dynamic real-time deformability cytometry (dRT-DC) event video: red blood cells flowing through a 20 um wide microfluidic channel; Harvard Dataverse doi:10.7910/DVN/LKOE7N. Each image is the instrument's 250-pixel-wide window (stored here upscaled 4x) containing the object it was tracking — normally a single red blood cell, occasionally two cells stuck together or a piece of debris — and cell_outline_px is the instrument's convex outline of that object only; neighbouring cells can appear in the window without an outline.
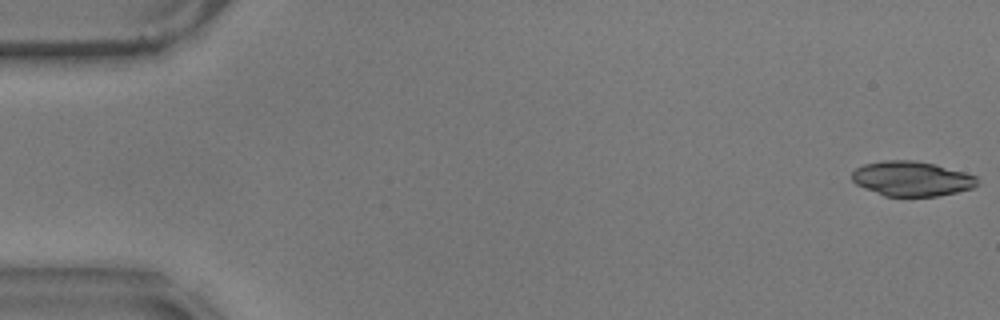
{"species": "common noctule bat (a hibernating species)", "species_latin": "Nyctalus noctula", "temperature_condition": "warm", "stored_images_in_passage": 56, "camera_frame_rate_fps": 3000, "um_per_image_px": 0.085, "animal": {"sex": "male", "body_mass_g": 17.9}, "frame": {"image": 1, "passage_image": 1, "time_ms": 0.0, "image_size_px": [1000, 320], "cell_outline_px": [[976, 184], [972, 188], [956, 192], [936, 196], [884, 196], [864, 188], [856, 184], [852, 180], [852, 172], [856, 168], [864, 164], [884, 160], [912, 160], [936, 164], [964, 172], [976, 176]], "centroid_in_image_um": [77.46, 15.18], "position_along_channel_um": 7.5, "area_um2": 25.32}}
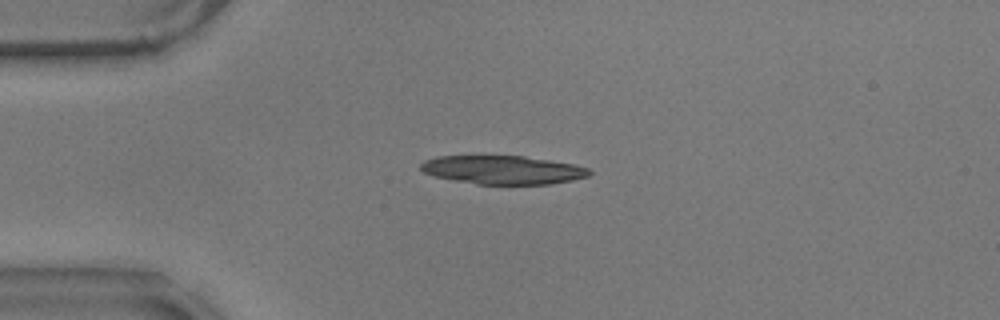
{"frame": {"image": 2, "passage_image": 14, "time_ms": 4.333, "image_size_px": [1000, 320], "cell_outline_px": [[592, 172], [588, 176], [572, 180], [552, 184], [476, 184], [432, 176], [424, 172], [420, 168], [420, 164], [424, 160], [436, 156], [524, 156], [572, 164], [588, 168]], "centroid_in_image_um": [42.71, 14.44], "position_along_channel_um": 42.3, "area_um2": 27.98}}